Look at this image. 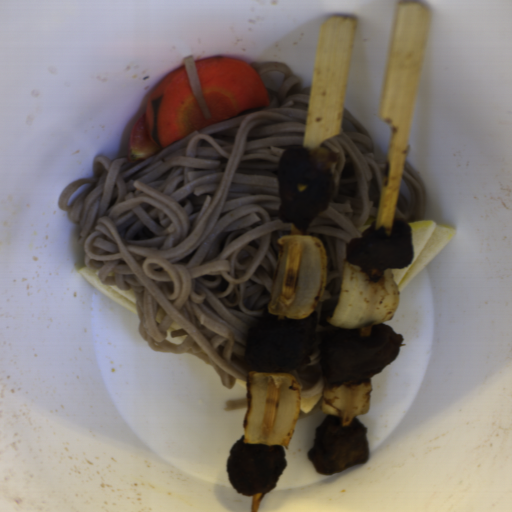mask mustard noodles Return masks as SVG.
<instances>
[{
  "label": "mustard noodles",
  "instance_id": "obj_1",
  "mask_svg": "<svg viewBox=\"0 0 512 512\" xmlns=\"http://www.w3.org/2000/svg\"><path fill=\"white\" fill-rule=\"evenodd\" d=\"M269 105L193 131L138 162L96 156L92 177L70 182L58 207L79 225L84 267L103 285L133 290L138 332L154 352L192 354L223 387L248 381L251 328L268 309L279 219V159L302 146L311 88L281 63ZM164 309L159 324L155 316ZM183 329L169 332L172 322Z\"/></svg>",
  "mask_w": 512,
  "mask_h": 512
},
{
  "label": "mustard noodles",
  "instance_id": "obj_2",
  "mask_svg": "<svg viewBox=\"0 0 512 512\" xmlns=\"http://www.w3.org/2000/svg\"><path fill=\"white\" fill-rule=\"evenodd\" d=\"M340 114L356 131L340 127L337 135L321 142L320 148L339 155L333 168V193L327 210L302 229L303 236L316 237L322 243L328 276L321 300L313 310L317 312L313 354L308 364L285 371L296 378L301 392L313 388L323 376L320 343L327 330L337 327L326 319L334 315L340 295L347 244L358 239L362 225L376 226L382 188L389 177V160L375 156V144L366 128L344 106Z\"/></svg>",
  "mask_w": 512,
  "mask_h": 512
},
{
  "label": "mustard noodles",
  "instance_id": "obj_3",
  "mask_svg": "<svg viewBox=\"0 0 512 512\" xmlns=\"http://www.w3.org/2000/svg\"><path fill=\"white\" fill-rule=\"evenodd\" d=\"M402 179L406 183L409 200L398 192L395 219H401L407 224L425 221L427 211L425 186L419 174L407 161H404Z\"/></svg>",
  "mask_w": 512,
  "mask_h": 512
},
{
  "label": "mustard noodles",
  "instance_id": "obj_4",
  "mask_svg": "<svg viewBox=\"0 0 512 512\" xmlns=\"http://www.w3.org/2000/svg\"><path fill=\"white\" fill-rule=\"evenodd\" d=\"M183 62L189 79L190 86L201 108V111L205 119L211 118L206 99L200 86L195 56L191 54L186 57H183Z\"/></svg>",
  "mask_w": 512,
  "mask_h": 512
},
{
  "label": "mustard noodles",
  "instance_id": "obj_5",
  "mask_svg": "<svg viewBox=\"0 0 512 512\" xmlns=\"http://www.w3.org/2000/svg\"><path fill=\"white\" fill-rule=\"evenodd\" d=\"M247 404V397L241 398V399H229L225 402L224 408L225 411H235V410H241L246 409Z\"/></svg>",
  "mask_w": 512,
  "mask_h": 512
},
{
  "label": "mustard noodles",
  "instance_id": "obj_6",
  "mask_svg": "<svg viewBox=\"0 0 512 512\" xmlns=\"http://www.w3.org/2000/svg\"><path fill=\"white\" fill-rule=\"evenodd\" d=\"M321 410V397L318 399V401L315 403V405L312 407V409L309 412H304L300 409L298 419H304L309 416L315 415L317 412Z\"/></svg>",
  "mask_w": 512,
  "mask_h": 512
}]
</instances>
